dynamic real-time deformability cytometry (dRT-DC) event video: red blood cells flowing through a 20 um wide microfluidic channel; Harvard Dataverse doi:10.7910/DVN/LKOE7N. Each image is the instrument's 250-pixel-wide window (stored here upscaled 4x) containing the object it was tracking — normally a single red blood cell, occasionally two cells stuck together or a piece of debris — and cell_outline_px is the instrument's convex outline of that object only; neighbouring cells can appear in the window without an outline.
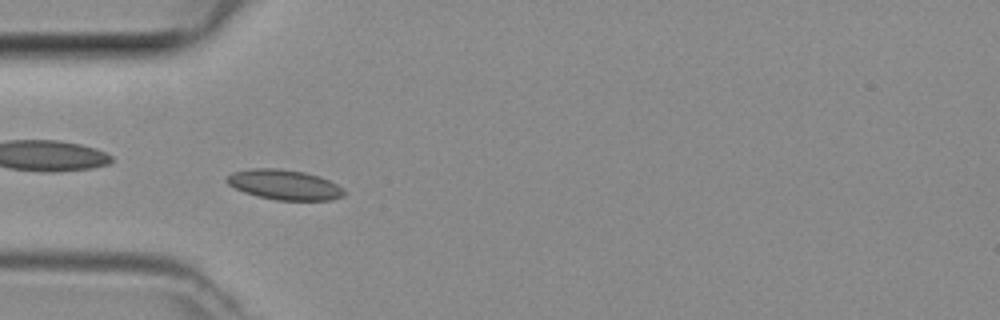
{"species": "common noctule bat (a hibernating species)", "species_latin": "Nyctalus noctula", "temperature_condition": "room temperature", "stored_images_in_passage": 48, "camera_frame_rate_fps": 3000, "um_per_image_px": 0.085, "animal": {"sex": "female", "body_mass_g": 29.2, "forearm_length_mm": 56.3}, "frame": {"image": 1, "passage_image": 14, "time_ms": 4.333, "image_size_px": [1000, 320], "cell_outline_px": [[344, 196], [332, 200], [276, 200], [256, 196], [244, 192], [228, 184], [224, 180], [232, 172], [252, 168], [280, 168], [304, 172], [320, 176], [344, 188]], "centroid_in_image_um": [24.17, 15.7], "position_along_channel_um": 60.8, "area_um2": 20.63}}
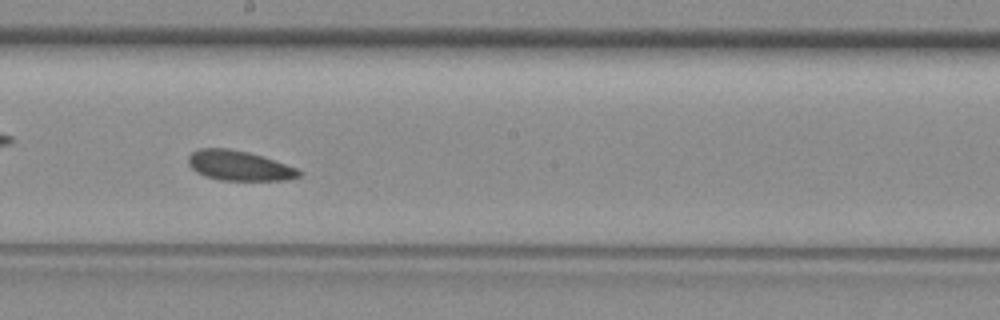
{"frame": {"image": 2, "passage_image": 26, "time_ms": 8.333, "image_size_px": [1000, 320], "cell_outline_px": [[304, 172], [300, 176], [288, 180], [220, 180], [204, 176], [196, 172], [188, 164], [188, 156], [192, 152], [200, 148], [228, 148], [248, 152], [264, 156], [296, 168]], "centroid_in_image_um": [20.33, 14.08], "position_along_channel_um": 227.9, "area_um2": 19.42}}
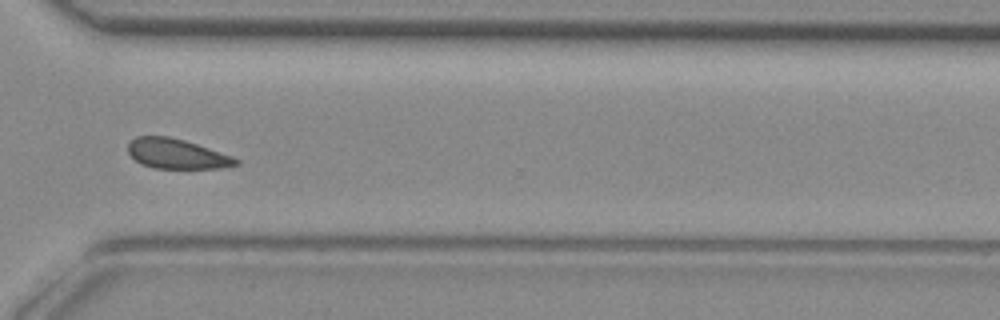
{"frame": {"image": 3, "passage_image": 35, "time_ms": 11.333, "image_size_px": [1000, 320], "cell_outline_px": [[240, 164], [228, 168], [152, 168], [140, 164], [128, 152], [128, 144], [136, 136], [168, 136], [184, 140], [232, 156], [240, 160]], "centroid_in_image_um": [15.04, 13.09], "position_along_channel_um": 355.6, "area_um2": 18.79}}